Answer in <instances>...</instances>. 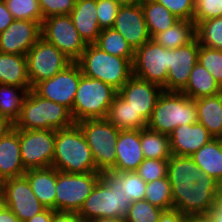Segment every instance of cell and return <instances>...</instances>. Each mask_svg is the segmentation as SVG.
Returning <instances> with one entry per match:
<instances>
[{"label":"cell","instance_id":"d6a6232c","mask_svg":"<svg viewBox=\"0 0 222 222\" xmlns=\"http://www.w3.org/2000/svg\"><path fill=\"white\" fill-rule=\"evenodd\" d=\"M28 91L15 85L0 84V116L14 124L21 113Z\"/></svg>","mask_w":222,"mask_h":222},{"label":"cell","instance_id":"ba28073f","mask_svg":"<svg viewBox=\"0 0 222 222\" xmlns=\"http://www.w3.org/2000/svg\"><path fill=\"white\" fill-rule=\"evenodd\" d=\"M93 154L96 168L103 174L108 173L116 163V142L120 129L106 118L86 119L76 123Z\"/></svg>","mask_w":222,"mask_h":222},{"label":"cell","instance_id":"f5cc1de1","mask_svg":"<svg viewBox=\"0 0 222 222\" xmlns=\"http://www.w3.org/2000/svg\"><path fill=\"white\" fill-rule=\"evenodd\" d=\"M13 128V123H11L7 118L0 116V139Z\"/></svg>","mask_w":222,"mask_h":222},{"label":"cell","instance_id":"60d3db41","mask_svg":"<svg viewBox=\"0 0 222 222\" xmlns=\"http://www.w3.org/2000/svg\"><path fill=\"white\" fill-rule=\"evenodd\" d=\"M136 172L146 183L164 178L167 174V160L145 158Z\"/></svg>","mask_w":222,"mask_h":222},{"label":"cell","instance_id":"1f68e13d","mask_svg":"<svg viewBox=\"0 0 222 222\" xmlns=\"http://www.w3.org/2000/svg\"><path fill=\"white\" fill-rule=\"evenodd\" d=\"M140 143L147 159L168 160L172 156L169 135L148 128L140 130Z\"/></svg>","mask_w":222,"mask_h":222},{"label":"cell","instance_id":"8d00e7d4","mask_svg":"<svg viewBox=\"0 0 222 222\" xmlns=\"http://www.w3.org/2000/svg\"><path fill=\"white\" fill-rule=\"evenodd\" d=\"M144 200L162 209H173L172 186L167 176L146 183Z\"/></svg>","mask_w":222,"mask_h":222},{"label":"cell","instance_id":"e575fe53","mask_svg":"<svg viewBox=\"0 0 222 222\" xmlns=\"http://www.w3.org/2000/svg\"><path fill=\"white\" fill-rule=\"evenodd\" d=\"M123 192L127 200H144L146 182L136 171L129 172H108L105 173Z\"/></svg>","mask_w":222,"mask_h":222},{"label":"cell","instance_id":"74e56055","mask_svg":"<svg viewBox=\"0 0 222 222\" xmlns=\"http://www.w3.org/2000/svg\"><path fill=\"white\" fill-rule=\"evenodd\" d=\"M14 19L32 20L42 25L39 0H4Z\"/></svg>","mask_w":222,"mask_h":222},{"label":"cell","instance_id":"cb8c5ba5","mask_svg":"<svg viewBox=\"0 0 222 222\" xmlns=\"http://www.w3.org/2000/svg\"><path fill=\"white\" fill-rule=\"evenodd\" d=\"M34 195L46 208L55 211L56 169L54 167L29 169L24 173Z\"/></svg>","mask_w":222,"mask_h":222},{"label":"cell","instance_id":"4dcf8cb0","mask_svg":"<svg viewBox=\"0 0 222 222\" xmlns=\"http://www.w3.org/2000/svg\"><path fill=\"white\" fill-rule=\"evenodd\" d=\"M140 4L151 38L158 32H164L180 20L155 0H141Z\"/></svg>","mask_w":222,"mask_h":222},{"label":"cell","instance_id":"b9f144b4","mask_svg":"<svg viewBox=\"0 0 222 222\" xmlns=\"http://www.w3.org/2000/svg\"><path fill=\"white\" fill-rule=\"evenodd\" d=\"M122 4L117 0H96V11L101 29L112 28Z\"/></svg>","mask_w":222,"mask_h":222},{"label":"cell","instance_id":"e0dca14e","mask_svg":"<svg viewBox=\"0 0 222 222\" xmlns=\"http://www.w3.org/2000/svg\"><path fill=\"white\" fill-rule=\"evenodd\" d=\"M163 91L162 87L132 75L118 94L148 122Z\"/></svg>","mask_w":222,"mask_h":222},{"label":"cell","instance_id":"836d02e7","mask_svg":"<svg viewBox=\"0 0 222 222\" xmlns=\"http://www.w3.org/2000/svg\"><path fill=\"white\" fill-rule=\"evenodd\" d=\"M95 45L108 54L127 58L131 63L133 62L135 50L125 38L113 28L102 29Z\"/></svg>","mask_w":222,"mask_h":222},{"label":"cell","instance_id":"30bf717a","mask_svg":"<svg viewBox=\"0 0 222 222\" xmlns=\"http://www.w3.org/2000/svg\"><path fill=\"white\" fill-rule=\"evenodd\" d=\"M170 66V49L164 48L150 39L135 50L132 74L156 84L166 91V80Z\"/></svg>","mask_w":222,"mask_h":222},{"label":"cell","instance_id":"603a6c76","mask_svg":"<svg viewBox=\"0 0 222 222\" xmlns=\"http://www.w3.org/2000/svg\"><path fill=\"white\" fill-rule=\"evenodd\" d=\"M69 15L83 41L87 45L95 44L102 30L97 18L96 0H76Z\"/></svg>","mask_w":222,"mask_h":222},{"label":"cell","instance_id":"ab89813d","mask_svg":"<svg viewBox=\"0 0 222 222\" xmlns=\"http://www.w3.org/2000/svg\"><path fill=\"white\" fill-rule=\"evenodd\" d=\"M198 62L222 87V50L199 45Z\"/></svg>","mask_w":222,"mask_h":222},{"label":"cell","instance_id":"9f6ffc18","mask_svg":"<svg viewBox=\"0 0 222 222\" xmlns=\"http://www.w3.org/2000/svg\"><path fill=\"white\" fill-rule=\"evenodd\" d=\"M6 207V202H5V197L4 194L0 188V213L2 212V210Z\"/></svg>","mask_w":222,"mask_h":222},{"label":"cell","instance_id":"44dd1931","mask_svg":"<svg viewBox=\"0 0 222 222\" xmlns=\"http://www.w3.org/2000/svg\"><path fill=\"white\" fill-rule=\"evenodd\" d=\"M115 146L116 163L109 172L136 171L145 159L140 143V130H120Z\"/></svg>","mask_w":222,"mask_h":222},{"label":"cell","instance_id":"db71d44e","mask_svg":"<svg viewBox=\"0 0 222 222\" xmlns=\"http://www.w3.org/2000/svg\"><path fill=\"white\" fill-rule=\"evenodd\" d=\"M185 222H210L205 215L186 216Z\"/></svg>","mask_w":222,"mask_h":222},{"label":"cell","instance_id":"f1b7e54d","mask_svg":"<svg viewBox=\"0 0 222 222\" xmlns=\"http://www.w3.org/2000/svg\"><path fill=\"white\" fill-rule=\"evenodd\" d=\"M106 119L120 130L147 128V122L118 93L109 107Z\"/></svg>","mask_w":222,"mask_h":222},{"label":"cell","instance_id":"f907efd6","mask_svg":"<svg viewBox=\"0 0 222 222\" xmlns=\"http://www.w3.org/2000/svg\"><path fill=\"white\" fill-rule=\"evenodd\" d=\"M54 212L55 211L53 209L46 208L41 213L34 215L25 222H52Z\"/></svg>","mask_w":222,"mask_h":222},{"label":"cell","instance_id":"7bdbcfd3","mask_svg":"<svg viewBox=\"0 0 222 222\" xmlns=\"http://www.w3.org/2000/svg\"><path fill=\"white\" fill-rule=\"evenodd\" d=\"M222 16V0H195L194 22Z\"/></svg>","mask_w":222,"mask_h":222},{"label":"cell","instance_id":"8fae6325","mask_svg":"<svg viewBox=\"0 0 222 222\" xmlns=\"http://www.w3.org/2000/svg\"><path fill=\"white\" fill-rule=\"evenodd\" d=\"M41 37L53 44L72 62H76L81 57L87 46L69 14L44 19L41 25Z\"/></svg>","mask_w":222,"mask_h":222},{"label":"cell","instance_id":"277c9868","mask_svg":"<svg viewBox=\"0 0 222 222\" xmlns=\"http://www.w3.org/2000/svg\"><path fill=\"white\" fill-rule=\"evenodd\" d=\"M76 62L84 76L101 80L117 91L133 75L132 63L127 58L108 54L95 44H88Z\"/></svg>","mask_w":222,"mask_h":222},{"label":"cell","instance_id":"2e32d148","mask_svg":"<svg viewBox=\"0 0 222 222\" xmlns=\"http://www.w3.org/2000/svg\"><path fill=\"white\" fill-rule=\"evenodd\" d=\"M41 38V24L32 20L15 19L0 33V52L26 55Z\"/></svg>","mask_w":222,"mask_h":222},{"label":"cell","instance_id":"484cf974","mask_svg":"<svg viewBox=\"0 0 222 222\" xmlns=\"http://www.w3.org/2000/svg\"><path fill=\"white\" fill-rule=\"evenodd\" d=\"M197 122L202 124L214 138L222 139L221 93L195 99Z\"/></svg>","mask_w":222,"mask_h":222},{"label":"cell","instance_id":"bcb514c9","mask_svg":"<svg viewBox=\"0 0 222 222\" xmlns=\"http://www.w3.org/2000/svg\"><path fill=\"white\" fill-rule=\"evenodd\" d=\"M52 222H87V220L79 212L55 211Z\"/></svg>","mask_w":222,"mask_h":222},{"label":"cell","instance_id":"3957f363","mask_svg":"<svg viewBox=\"0 0 222 222\" xmlns=\"http://www.w3.org/2000/svg\"><path fill=\"white\" fill-rule=\"evenodd\" d=\"M74 123L67 107L47 100L31 89L13 127L21 130H60Z\"/></svg>","mask_w":222,"mask_h":222},{"label":"cell","instance_id":"f35d334b","mask_svg":"<svg viewBox=\"0 0 222 222\" xmlns=\"http://www.w3.org/2000/svg\"><path fill=\"white\" fill-rule=\"evenodd\" d=\"M162 209L146 200L134 201L125 216V222H158Z\"/></svg>","mask_w":222,"mask_h":222},{"label":"cell","instance_id":"5b68a950","mask_svg":"<svg viewBox=\"0 0 222 222\" xmlns=\"http://www.w3.org/2000/svg\"><path fill=\"white\" fill-rule=\"evenodd\" d=\"M194 123H197L195 100L181 92L163 91L147 122V128L169 135L178 126Z\"/></svg>","mask_w":222,"mask_h":222},{"label":"cell","instance_id":"ee69618b","mask_svg":"<svg viewBox=\"0 0 222 222\" xmlns=\"http://www.w3.org/2000/svg\"><path fill=\"white\" fill-rule=\"evenodd\" d=\"M180 20H193L195 0H155Z\"/></svg>","mask_w":222,"mask_h":222},{"label":"cell","instance_id":"d6986e66","mask_svg":"<svg viewBox=\"0 0 222 222\" xmlns=\"http://www.w3.org/2000/svg\"><path fill=\"white\" fill-rule=\"evenodd\" d=\"M112 28L119 32L134 50L151 39L140 2L122 4Z\"/></svg>","mask_w":222,"mask_h":222},{"label":"cell","instance_id":"7c38bea8","mask_svg":"<svg viewBox=\"0 0 222 222\" xmlns=\"http://www.w3.org/2000/svg\"><path fill=\"white\" fill-rule=\"evenodd\" d=\"M26 61L28 78L32 88L38 82L50 79L72 62L42 37L27 52Z\"/></svg>","mask_w":222,"mask_h":222},{"label":"cell","instance_id":"52a82bcc","mask_svg":"<svg viewBox=\"0 0 222 222\" xmlns=\"http://www.w3.org/2000/svg\"><path fill=\"white\" fill-rule=\"evenodd\" d=\"M133 202L126 199L125 194L120 192L106 174H102L79 213L87 221L97 218H125Z\"/></svg>","mask_w":222,"mask_h":222},{"label":"cell","instance_id":"f6af8a7d","mask_svg":"<svg viewBox=\"0 0 222 222\" xmlns=\"http://www.w3.org/2000/svg\"><path fill=\"white\" fill-rule=\"evenodd\" d=\"M76 0H39L43 20L55 16L70 14Z\"/></svg>","mask_w":222,"mask_h":222},{"label":"cell","instance_id":"9a60e30c","mask_svg":"<svg viewBox=\"0 0 222 222\" xmlns=\"http://www.w3.org/2000/svg\"><path fill=\"white\" fill-rule=\"evenodd\" d=\"M8 207L21 222L46 209L34 195L25 176L9 178L0 183Z\"/></svg>","mask_w":222,"mask_h":222},{"label":"cell","instance_id":"7402d4cb","mask_svg":"<svg viewBox=\"0 0 222 222\" xmlns=\"http://www.w3.org/2000/svg\"><path fill=\"white\" fill-rule=\"evenodd\" d=\"M20 154L19 129H10L0 139V183L9 178L24 176Z\"/></svg>","mask_w":222,"mask_h":222},{"label":"cell","instance_id":"d590c367","mask_svg":"<svg viewBox=\"0 0 222 222\" xmlns=\"http://www.w3.org/2000/svg\"><path fill=\"white\" fill-rule=\"evenodd\" d=\"M196 24V39L199 45L222 50V16Z\"/></svg>","mask_w":222,"mask_h":222},{"label":"cell","instance_id":"7a4b0ae2","mask_svg":"<svg viewBox=\"0 0 222 222\" xmlns=\"http://www.w3.org/2000/svg\"><path fill=\"white\" fill-rule=\"evenodd\" d=\"M52 167L65 173L100 172L90 146L76 123L56 130Z\"/></svg>","mask_w":222,"mask_h":222},{"label":"cell","instance_id":"83f0119b","mask_svg":"<svg viewBox=\"0 0 222 222\" xmlns=\"http://www.w3.org/2000/svg\"><path fill=\"white\" fill-rule=\"evenodd\" d=\"M222 87L214 77L199 62L193 67L186 87L181 91L187 97L195 100L202 97L220 94Z\"/></svg>","mask_w":222,"mask_h":222},{"label":"cell","instance_id":"9c48e42d","mask_svg":"<svg viewBox=\"0 0 222 222\" xmlns=\"http://www.w3.org/2000/svg\"><path fill=\"white\" fill-rule=\"evenodd\" d=\"M102 174L65 173L56 169L55 211L79 212Z\"/></svg>","mask_w":222,"mask_h":222},{"label":"cell","instance_id":"ffe728a7","mask_svg":"<svg viewBox=\"0 0 222 222\" xmlns=\"http://www.w3.org/2000/svg\"><path fill=\"white\" fill-rule=\"evenodd\" d=\"M213 138L198 122L178 126L169 134L172 154L179 156H191Z\"/></svg>","mask_w":222,"mask_h":222},{"label":"cell","instance_id":"5bb4252c","mask_svg":"<svg viewBox=\"0 0 222 222\" xmlns=\"http://www.w3.org/2000/svg\"><path fill=\"white\" fill-rule=\"evenodd\" d=\"M81 76L82 71L79 64L71 62L50 79L38 82L33 90L39 96L62 104L71 111Z\"/></svg>","mask_w":222,"mask_h":222},{"label":"cell","instance_id":"ac0fdd59","mask_svg":"<svg viewBox=\"0 0 222 222\" xmlns=\"http://www.w3.org/2000/svg\"><path fill=\"white\" fill-rule=\"evenodd\" d=\"M199 43L195 38L192 42L170 49V68L166 80L167 92H181L188 83L190 73L198 62Z\"/></svg>","mask_w":222,"mask_h":222},{"label":"cell","instance_id":"7dc6e473","mask_svg":"<svg viewBox=\"0 0 222 222\" xmlns=\"http://www.w3.org/2000/svg\"><path fill=\"white\" fill-rule=\"evenodd\" d=\"M186 215L177 209L163 210L158 222H185Z\"/></svg>","mask_w":222,"mask_h":222},{"label":"cell","instance_id":"f546056e","mask_svg":"<svg viewBox=\"0 0 222 222\" xmlns=\"http://www.w3.org/2000/svg\"><path fill=\"white\" fill-rule=\"evenodd\" d=\"M196 38V24L193 20H179L164 32L156 33L151 39L164 48L176 49Z\"/></svg>","mask_w":222,"mask_h":222},{"label":"cell","instance_id":"681fc988","mask_svg":"<svg viewBox=\"0 0 222 222\" xmlns=\"http://www.w3.org/2000/svg\"><path fill=\"white\" fill-rule=\"evenodd\" d=\"M210 222H222V193L217 198V201L213 208L205 215Z\"/></svg>","mask_w":222,"mask_h":222},{"label":"cell","instance_id":"4316f807","mask_svg":"<svg viewBox=\"0 0 222 222\" xmlns=\"http://www.w3.org/2000/svg\"><path fill=\"white\" fill-rule=\"evenodd\" d=\"M190 157L201 171L214 178L222 185L221 138H213Z\"/></svg>","mask_w":222,"mask_h":222},{"label":"cell","instance_id":"d4e9b609","mask_svg":"<svg viewBox=\"0 0 222 222\" xmlns=\"http://www.w3.org/2000/svg\"><path fill=\"white\" fill-rule=\"evenodd\" d=\"M0 84L33 89L28 78L26 55L0 52Z\"/></svg>","mask_w":222,"mask_h":222},{"label":"cell","instance_id":"11a10c76","mask_svg":"<svg viewBox=\"0 0 222 222\" xmlns=\"http://www.w3.org/2000/svg\"><path fill=\"white\" fill-rule=\"evenodd\" d=\"M87 222H125L124 218H97Z\"/></svg>","mask_w":222,"mask_h":222},{"label":"cell","instance_id":"6da1fadb","mask_svg":"<svg viewBox=\"0 0 222 222\" xmlns=\"http://www.w3.org/2000/svg\"><path fill=\"white\" fill-rule=\"evenodd\" d=\"M166 176L172 186L173 209L186 216L207 215L222 193V185L201 171L190 156L172 154Z\"/></svg>","mask_w":222,"mask_h":222},{"label":"cell","instance_id":"c3c4849f","mask_svg":"<svg viewBox=\"0 0 222 222\" xmlns=\"http://www.w3.org/2000/svg\"><path fill=\"white\" fill-rule=\"evenodd\" d=\"M14 17L8 10L4 0H0V33H2L13 21Z\"/></svg>","mask_w":222,"mask_h":222},{"label":"cell","instance_id":"8992f818","mask_svg":"<svg viewBox=\"0 0 222 222\" xmlns=\"http://www.w3.org/2000/svg\"><path fill=\"white\" fill-rule=\"evenodd\" d=\"M117 93L109 84L82 74L70 111L73 121L78 123L86 119L106 118Z\"/></svg>","mask_w":222,"mask_h":222},{"label":"cell","instance_id":"6f0895ef","mask_svg":"<svg viewBox=\"0 0 222 222\" xmlns=\"http://www.w3.org/2000/svg\"><path fill=\"white\" fill-rule=\"evenodd\" d=\"M118 2H120L121 4H134V3H138L141 0H117Z\"/></svg>","mask_w":222,"mask_h":222},{"label":"cell","instance_id":"4fadbf2b","mask_svg":"<svg viewBox=\"0 0 222 222\" xmlns=\"http://www.w3.org/2000/svg\"><path fill=\"white\" fill-rule=\"evenodd\" d=\"M56 130H21V160L26 170L52 166Z\"/></svg>","mask_w":222,"mask_h":222},{"label":"cell","instance_id":"816d5d0a","mask_svg":"<svg viewBox=\"0 0 222 222\" xmlns=\"http://www.w3.org/2000/svg\"><path fill=\"white\" fill-rule=\"evenodd\" d=\"M0 222H21V221L8 207H5L0 213Z\"/></svg>","mask_w":222,"mask_h":222}]
</instances>
